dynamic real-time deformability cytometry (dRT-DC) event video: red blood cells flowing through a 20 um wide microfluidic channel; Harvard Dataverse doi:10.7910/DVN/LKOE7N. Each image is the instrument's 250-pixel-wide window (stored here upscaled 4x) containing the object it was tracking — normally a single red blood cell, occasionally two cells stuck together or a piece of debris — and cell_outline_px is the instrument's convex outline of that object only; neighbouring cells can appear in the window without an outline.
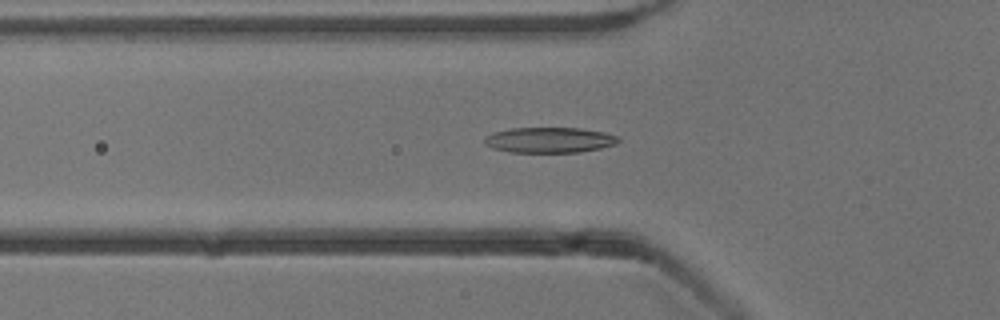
{"species": "common noctule bat (a hibernating species)", "species_latin": "Nyctalus noctula", "temperature_condition": "cold", "stored_images_in_passage": 53, "camera_frame_rate_fps": 3000, "um_per_image_px": 0.085, "animal": {"sex": "male", "body_mass_g": 13.3}, "frame": {"image": 1, "passage_image": 18, "time_ms": 5.667, "image_size_px": [1000, 320], "cell_outline_px": [[620, 140], [616, 144], [600, 148], [580, 152], [512, 152], [492, 148], [484, 144], [484, 136], [492, 132], [512, 128], [580, 128], [604, 132], [616, 136]], "centroid_in_image_um": [46.66, 11.9], "position_along_channel_um": 79.1, "area_um2": 19.88}}
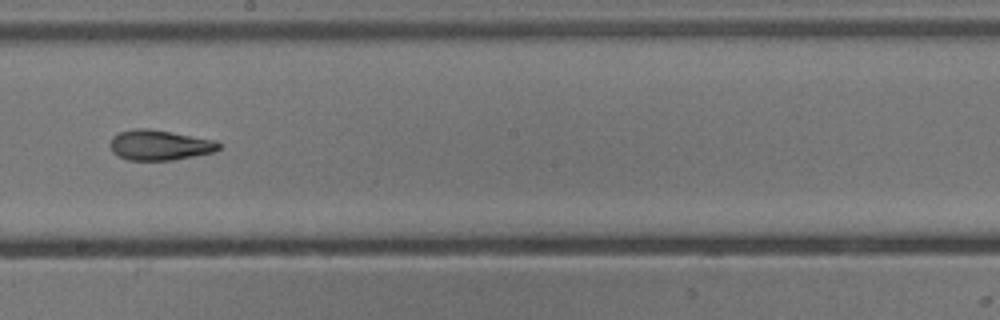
{"frame": {"image": 2, "passage_image": 30, "time_ms": 9.667, "image_size_px": [1000, 320], "cell_outline_px": [[220, 148], [216, 152], [172, 160], [128, 160], [112, 152], [112, 136], [120, 132], [136, 128], [148, 128], [216, 140], [220, 144]], "centroid_in_image_um": [13.61, 12.33], "position_along_channel_um": 234.6, "area_um2": 19.02}}
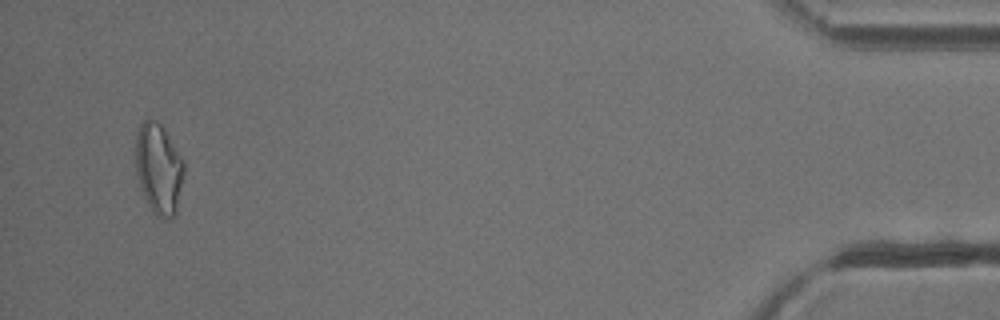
{"frame": {"image": 3, "passage_image": 51, "time_ms": 16.667, "image_size_px": [1000, 320], "cell_outline_px": [[184, 172], [176, 212], [172, 220], [168, 220], [156, 216], [152, 212], [140, 188], [136, 172], [136, 132], [140, 124], [148, 116], [156, 120], [164, 128], [184, 160]], "centroid_in_image_um": [13.49, 14.33], "position_along_channel_um": 421.7, "area_um2": 25.89}, "authors_computed_cell_mechanics": {"area_um2": 19.652, "velocity_mm_per_s": 3.8467, "shape_relaxation_time_tau1_ms": 5.2995, "shape_relaxation_time_tau2_ms": 2.5754, "deformation_change_tau1": 0.1772, "deformation_change_tau2": 0.1138}}